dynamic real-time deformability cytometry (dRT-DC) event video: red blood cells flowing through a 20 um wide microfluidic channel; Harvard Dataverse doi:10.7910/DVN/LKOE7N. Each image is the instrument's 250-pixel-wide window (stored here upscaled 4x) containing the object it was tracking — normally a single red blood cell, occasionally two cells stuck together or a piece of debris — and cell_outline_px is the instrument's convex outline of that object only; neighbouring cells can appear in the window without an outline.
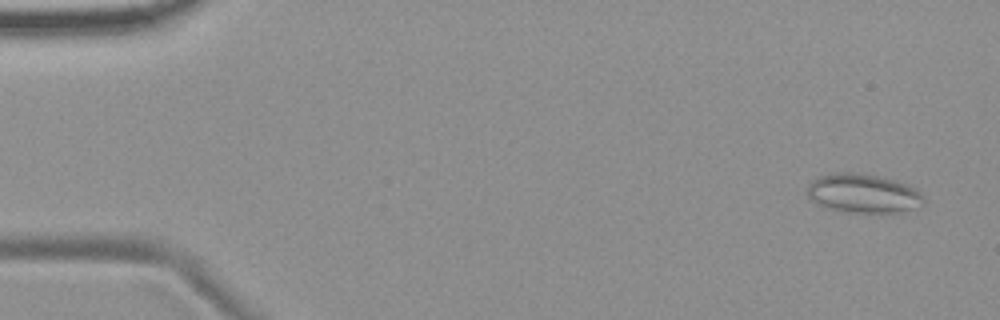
{"species": "common noctule bat (a hibernating species)", "species_latin": "Nyctalus noctula", "temperature_condition": "room temperature", "stored_images_in_passage": 4, "camera_frame_rate_fps": 3000, "um_per_image_px": 0.085, "animal": {"sex": "female", "body_mass_g": 19.9}, "frame": {"image": 1, "passage_image": 1, "time_ms": 0.0, "image_size_px": [1000, 320], "cell_outline_px": [[924, 204], [900, 212], [856, 212], [832, 208], [820, 204], [812, 200], [808, 196], [808, 184], [812, 180], [820, 176], [836, 172], [848, 172], [876, 176], [908, 184], [916, 188], [924, 196]], "centroid_in_image_um": [73.4, 16.42], "position_along_channel_um": 11.6, "area_um2": 25.89}}